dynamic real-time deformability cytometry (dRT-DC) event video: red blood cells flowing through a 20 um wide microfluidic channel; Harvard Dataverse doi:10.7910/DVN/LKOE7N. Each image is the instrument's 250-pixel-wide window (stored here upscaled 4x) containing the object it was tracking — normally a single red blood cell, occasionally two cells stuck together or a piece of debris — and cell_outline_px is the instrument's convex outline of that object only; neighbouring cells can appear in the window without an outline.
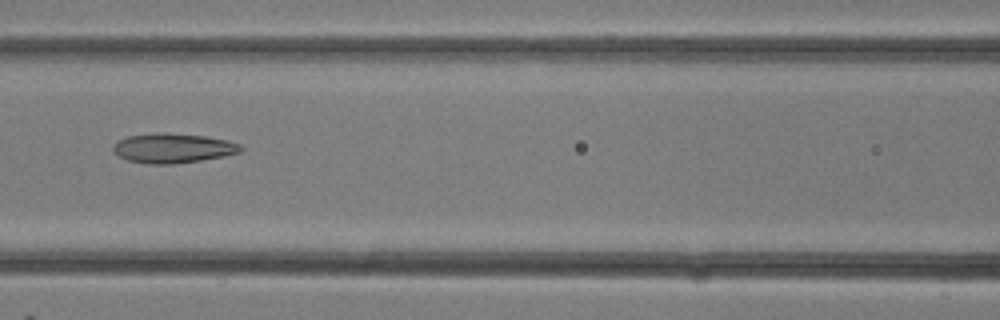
{"species": "common noctule bat (a hibernating species)", "species_latin": "Nyctalus noctula", "temperature_condition": "room temperature", "stored_images_in_passage": 25, "camera_frame_rate_fps": 3000, "um_per_image_px": 0.085, "animal": {"sex": "female"}, "frame": {"image": 1, "passage_image": 8, "time_ms": 2.333, "image_size_px": [1000, 320], "cell_outline_px": [[244, 148], [240, 152], [224, 156], [200, 160], [172, 164], [148, 164], [128, 160], [112, 152], [112, 144], [128, 136], [156, 132], [164, 132], [204, 136], [228, 140], [240, 144]], "centroid_in_image_um": [14.69, 12.58], "position_along_channel_um": 151.9, "area_um2": 22.08}}
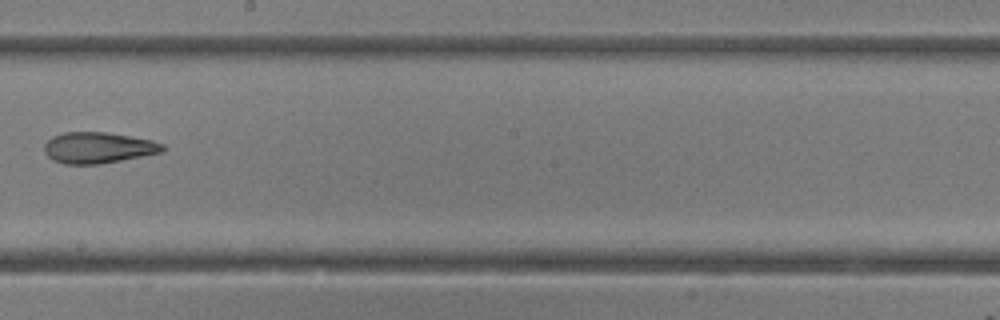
{"frame": {"image": 2, "passage_image": 12, "time_ms": 3.667, "image_size_px": [1000, 320], "cell_outline_px": [[164, 152], [100, 164], [64, 164], [52, 160], [44, 152], [44, 144], [52, 136], [64, 132], [108, 132], [152, 140], [164, 144]], "centroid_in_image_um": [8.34, 12.55], "position_along_channel_um": 239.9, "area_um2": 21.56}}
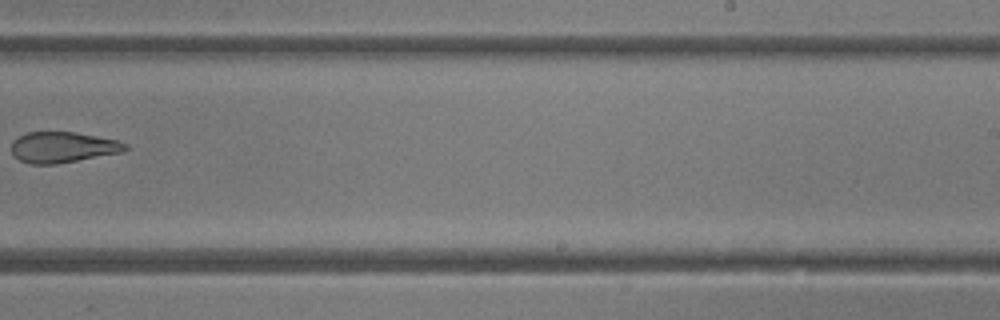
{"frame": {"image": 3, "passage_image": 14, "time_ms": 4.333, "image_size_px": [1000, 320], "cell_outline_px": [[128, 148], [120, 152], [56, 164], [32, 164], [20, 160], [12, 156], [12, 140], [28, 132], [76, 132], [116, 140], [128, 144]], "centroid_in_image_um": [5.3, 12.51], "position_along_channel_um": 283.7, "area_um2": 20.23}}